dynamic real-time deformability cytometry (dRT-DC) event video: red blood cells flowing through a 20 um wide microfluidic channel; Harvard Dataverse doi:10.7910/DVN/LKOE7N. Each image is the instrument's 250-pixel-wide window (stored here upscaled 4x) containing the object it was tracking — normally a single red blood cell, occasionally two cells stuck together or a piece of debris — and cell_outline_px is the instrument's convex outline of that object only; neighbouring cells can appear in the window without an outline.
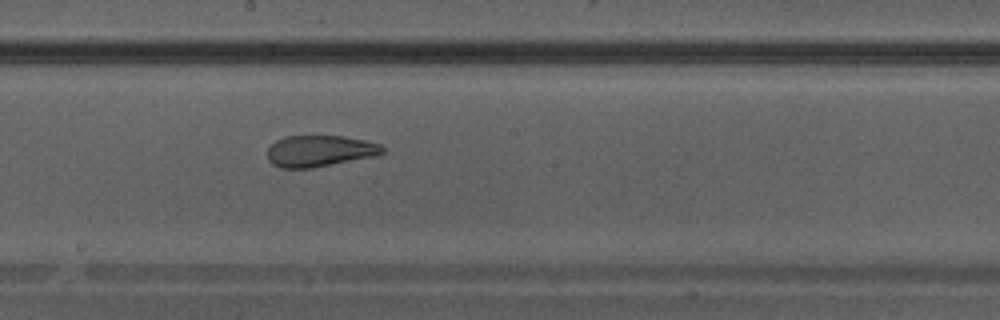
{"species": "Egyptian fruit bat (a non-hibernating species)", "species_latin": "Rousettus aegyptiacus", "temperature_condition": "warm", "stored_images_in_passage": 31, "camera_frame_rate_fps": 3000, "um_per_image_px": 0.085, "animal": {"sex": "male"}, "frame": {"image": 1, "passage_image": 14, "time_ms": 4.333, "image_size_px": [1000, 320], "cell_outline_px": [[384, 152], [376, 156], [312, 168], [280, 168], [272, 164], [268, 160], [268, 148], [276, 140], [284, 136], [344, 136], [364, 140], [380, 144], [384, 148]], "centroid_in_image_um": [27.17, 12.84], "position_along_channel_um": 221.0, "area_um2": 21.1}}